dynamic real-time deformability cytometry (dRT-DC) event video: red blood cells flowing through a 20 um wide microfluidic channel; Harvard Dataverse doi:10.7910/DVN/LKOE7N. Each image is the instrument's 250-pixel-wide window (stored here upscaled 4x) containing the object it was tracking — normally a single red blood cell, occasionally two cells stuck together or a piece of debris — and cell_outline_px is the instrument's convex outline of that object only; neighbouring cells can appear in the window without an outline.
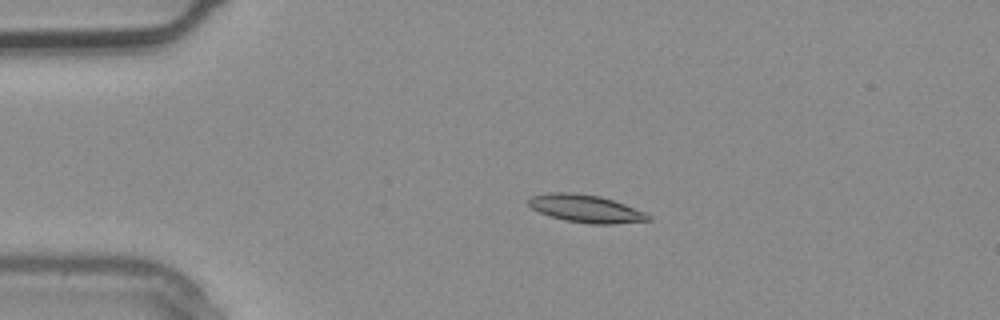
{"species": "common noctule bat (a hibernating species)", "species_latin": "Nyctalus noctula", "temperature_condition": "warm", "stored_images_in_passage": 3, "camera_frame_rate_fps": 3000, "um_per_image_px": 0.085, "animal": {"sex": "male", "body_mass_g": 20.4}, "frame": {"image": 1, "passage_image": 2, "time_ms": 0.333, "image_size_px": [1000, 320], "cell_outline_px": [[652, 220], [612, 224], [588, 224], [568, 220], [552, 216], [540, 212], [532, 208], [528, 204], [528, 200], [532, 196], [548, 192], [572, 192], [600, 196], [624, 204], [644, 212], [652, 216]], "centroid_in_image_um": [49.81, 17.73], "position_along_channel_um": 35.2, "area_um2": 19.13}}
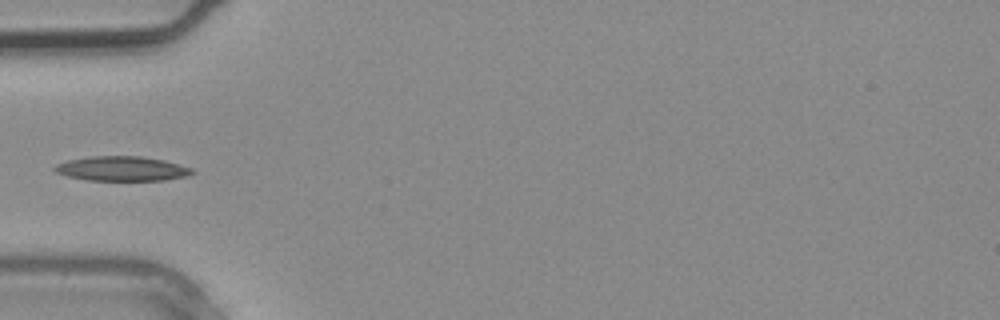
{"frame": {"image": 2, "passage_image": 3, "time_ms": 0.667, "image_size_px": [1000, 320], "cell_outline_px": [[196, 172], [188, 176], [164, 180], [88, 180], [68, 176], [56, 172], [52, 168], [56, 164], [68, 160], [88, 156], [140, 156], [164, 160], [192, 168]], "centroid_in_image_um": [10.37, 14.33], "position_along_channel_um": 74.6, "area_um2": 19.71}}